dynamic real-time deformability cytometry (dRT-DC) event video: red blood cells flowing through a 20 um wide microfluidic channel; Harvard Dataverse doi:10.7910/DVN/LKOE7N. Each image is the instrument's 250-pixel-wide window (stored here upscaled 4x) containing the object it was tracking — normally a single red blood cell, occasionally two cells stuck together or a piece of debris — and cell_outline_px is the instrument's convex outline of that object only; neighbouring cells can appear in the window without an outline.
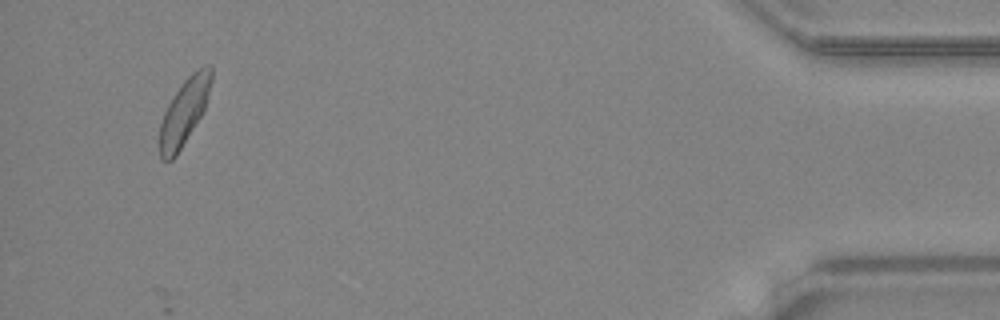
{"species": "common noctule bat (a hibernating species)", "species_latin": "Nyctalus noctula", "temperature_condition": "warm", "stored_images_in_passage": 35, "camera_frame_rate_fps": 3000, "um_per_image_px": 0.085, "animal": {"sex": "female", "body_mass_g": 24.6, "forearm_length_mm": 56.2}, "frame": {"image": 1, "passage_image": 33, "time_ms": 10.667, "image_size_px": [1000, 320], "cell_outline_px": [[212, 80], [208, 96], [204, 108], [200, 116], [176, 156], [172, 160], [160, 160], [160, 124], [164, 112], [168, 104], [184, 80], [192, 72], [204, 64], [212, 64]], "centroid_in_image_um": [15.67, 9.46], "position_along_channel_um": 419.5, "area_um2": 19.59}}